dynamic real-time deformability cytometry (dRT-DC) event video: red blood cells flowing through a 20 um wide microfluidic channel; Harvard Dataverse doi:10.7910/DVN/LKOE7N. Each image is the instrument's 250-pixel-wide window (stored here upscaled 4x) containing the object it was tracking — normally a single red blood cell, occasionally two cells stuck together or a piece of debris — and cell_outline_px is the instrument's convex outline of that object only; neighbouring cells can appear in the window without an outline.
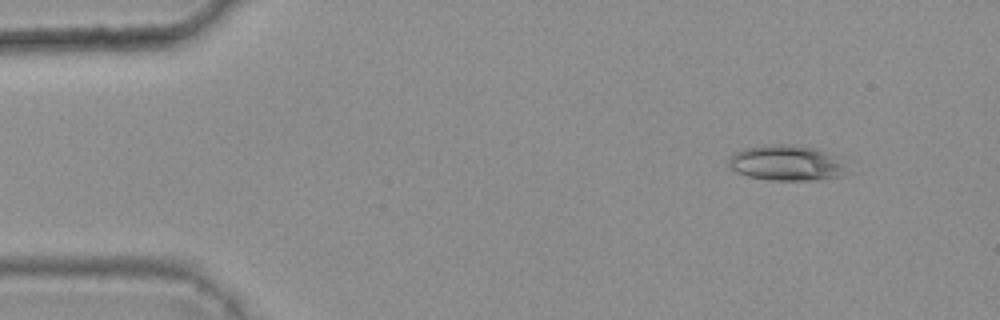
{"species": "common noctule bat (a hibernating species)", "species_latin": "Nyctalus noctula", "temperature_condition": "warm", "stored_images_in_passage": 3, "camera_frame_rate_fps": 3000, "um_per_image_px": 0.085, "animal": {"sex": "female", "body_mass_g": 25.1}, "frame": {"image": 1, "passage_image": 2, "time_ms": 0.333, "image_size_px": [1000, 320], "cell_outline_px": [[844, 176], [820, 180], [768, 180], [748, 176], [736, 172], [728, 164], [728, 160], [736, 152], [744, 148], [768, 144], [792, 144], [816, 148], [844, 156]], "centroid_in_image_um": [66.93, 13.84], "position_along_channel_um": 18.1, "area_um2": 24.97}}